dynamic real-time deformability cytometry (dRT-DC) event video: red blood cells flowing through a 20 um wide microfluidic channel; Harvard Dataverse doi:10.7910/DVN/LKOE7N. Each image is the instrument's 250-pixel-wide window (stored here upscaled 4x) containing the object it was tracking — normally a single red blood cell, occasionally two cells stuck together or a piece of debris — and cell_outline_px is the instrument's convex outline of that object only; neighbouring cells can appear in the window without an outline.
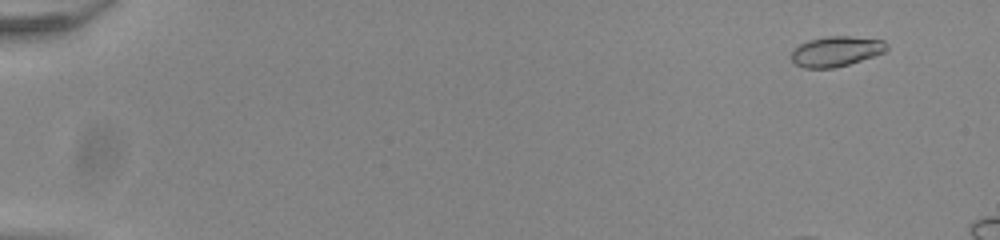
{"species": "common noctule bat (a hibernating species)", "species_latin": "Nyctalus noctula", "temperature_condition": "room temperature", "stored_images_in_passage": 14, "camera_frame_rate_fps": 3000, "um_per_image_px": 0.085, "animal": {"sex": "male", "body_mass_g": 20.0, "forearm_length_mm": 53.3}, "frame": {"image": 1, "passage_image": 5, "time_ms": 1.333, "image_size_px": [1000, 240], "cell_outline_px": [[888, 48], [884, 52], [848, 64], [832, 68], [804, 68], [796, 64], [792, 60], [792, 48], [808, 40], [828, 36], [848, 36], [884, 40], [888, 44]], "centroid_in_image_um": [71.05, 4.35], "position_along_channel_um": 13.9, "area_um2": 16.65}}